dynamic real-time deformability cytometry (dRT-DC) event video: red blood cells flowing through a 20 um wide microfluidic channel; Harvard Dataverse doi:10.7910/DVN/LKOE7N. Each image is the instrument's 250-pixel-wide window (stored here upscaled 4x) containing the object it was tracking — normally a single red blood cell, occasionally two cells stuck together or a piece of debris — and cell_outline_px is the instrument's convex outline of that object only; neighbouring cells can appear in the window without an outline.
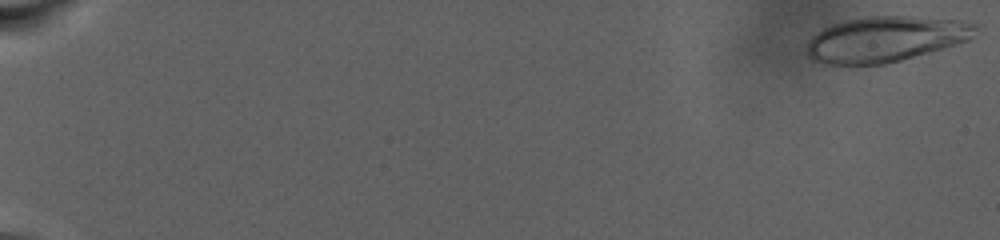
{"species": "human", "species_latin": "Homo sapiens", "temperature_condition": "warm", "stored_images_in_passage": 86, "camera_frame_rate_fps": 3000, "um_per_image_px": 0.085, "donor": {"sex": "male"}, "frame": {"image": 1, "passage_image": 1, "time_ms": 0.0, "image_size_px": [1000, 240], "cell_outline_px": [[976, 28], [968, 40], [956, 44], [900, 60], [884, 64], [856, 68], [820, 64], [812, 60], [808, 56], [808, 40], [812, 36], [824, 28], [832, 24], [844, 20], [868, 16], [908, 16], [960, 20], [976, 24]], "centroid_in_image_um": [75.17, 3.36], "position_along_channel_um": 9.8, "area_um2": 45.26}}
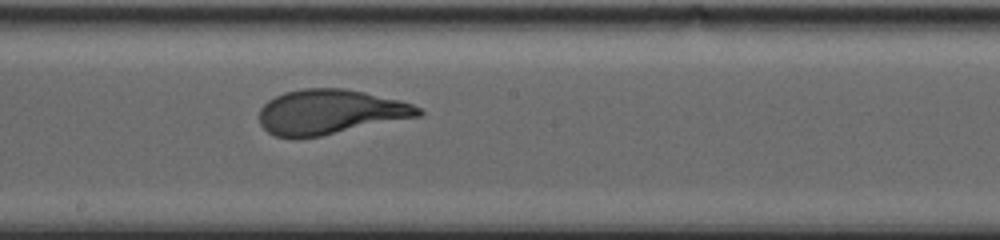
{"frame": {"image": 2, "passage_image": 55, "time_ms": 18.0, "image_size_px": [1000, 240], "cell_outline_px": [[424, 112], [420, 116], [320, 136], [276, 136], [268, 132], [260, 124], [260, 108], [268, 100], [284, 92], [304, 88], [344, 88], [364, 92], [400, 100], [412, 104], [420, 108]], "centroid_in_image_um": [28.08, 9.49], "position_along_channel_um": 220.1, "area_um2": 41.04}}
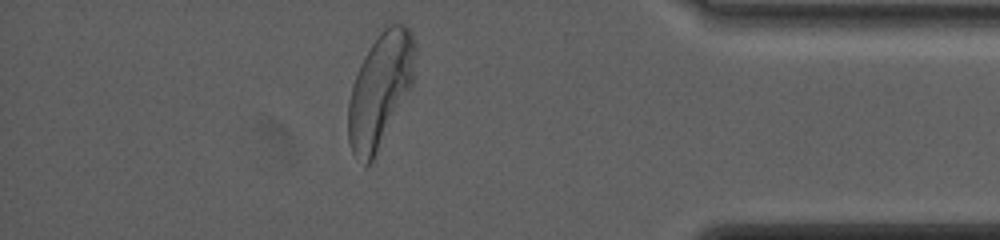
{"frame": {"image": 3, "passage_image": 81, "time_ms": 26.667, "image_size_px": [1000, 240], "cell_outline_px": [[416, 56], [412, 84], [372, 160], [368, 164], [364, 164], [352, 152], [348, 140], [348, 100], [352, 84], [360, 64], [364, 56], [380, 32], [384, 28], [392, 24], [404, 24], [412, 32], [416, 44]], "centroid_in_image_um": [32.31, 7.59], "position_along_channel_um": 402.9, "area_um2": 43.7}}